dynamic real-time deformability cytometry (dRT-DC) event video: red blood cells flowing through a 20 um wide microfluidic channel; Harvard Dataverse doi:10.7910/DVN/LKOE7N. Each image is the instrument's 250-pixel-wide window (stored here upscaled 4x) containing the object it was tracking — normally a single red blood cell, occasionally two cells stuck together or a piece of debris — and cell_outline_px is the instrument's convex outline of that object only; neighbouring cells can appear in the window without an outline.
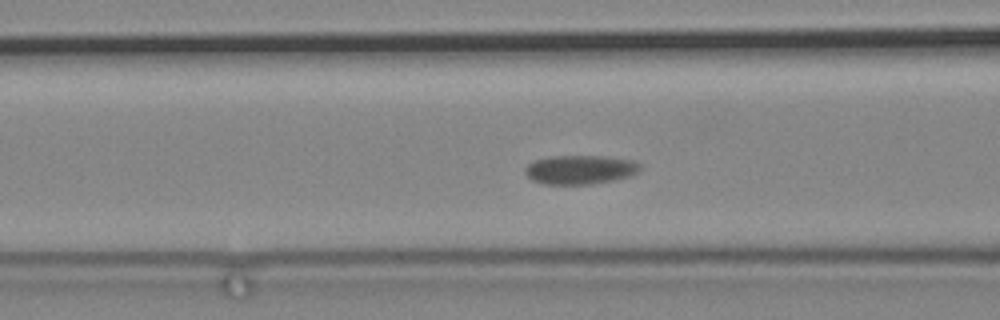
{"species": "common noctule bat (a hibernating species)", "species_latin": "Nyctalus noctula", "temperature_condition": "cold", "stored_images_in_passage": 49, "camera_frame_rate_fps": 3000, "um_per_image_px": 0.085, "animal": {"sex": "male", "body_mass_g": 19.2, "forearm_length_mm": 51.8}, "frame": {"image": 1, "passage_image": 7, "time_ms": 2.0, "image_size_px": [1000, 320], "cell_outline_px": [[640, 168], [632, 176], [616, 180], [592, 184], [544, 184], [532, 180], [524, 172], [524, 168], [528, 164], [536, 160], [552, 156], [604, 156], [632, 160], [640, 164]], "centroid_in_image_um": [49.32, 14.42], "position_along_channel_um": 117.3, "area_um2": 19.48}}
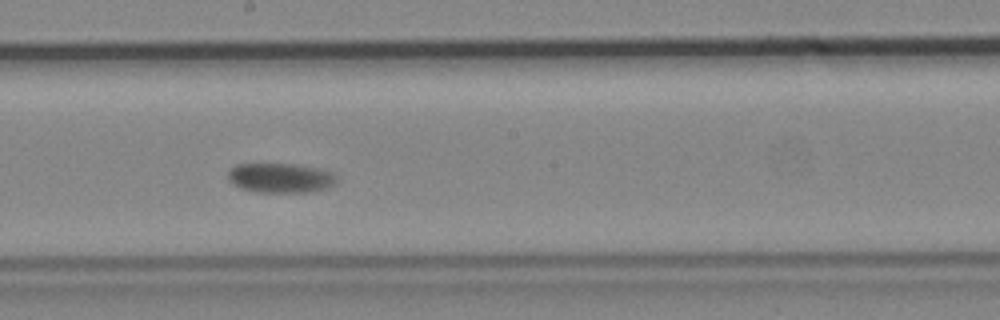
{"frame": {"image": 2, "passage_image": 18, "time_ms": 5.667, "image_size_px": [1000, 320], "cell_outline_px": [[340, 176], [336, 184], [324, 188], [308, 192], [256, 192], [240, 188], [228, 180], [228, 172], [236, 164], [296, 164], [320, 168], [332, 172]], "centroid_in_image_um": [23.89, 15.12], "position_along_channel_um": 224.3, "area_um2": 18.96}}
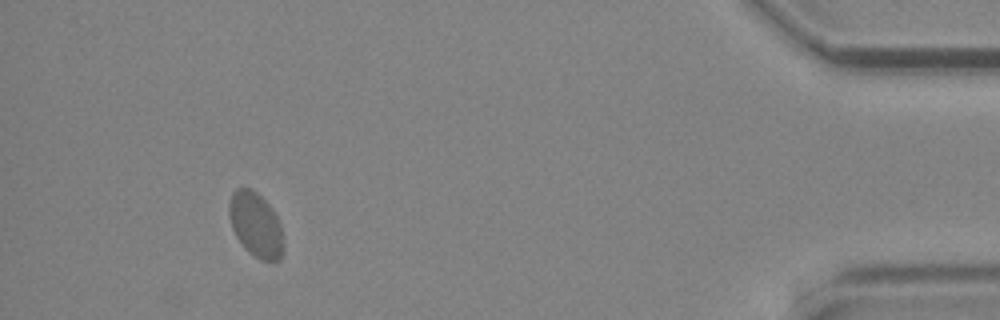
{"frame": {"image": 3, "passage_image": 44, "time_ms": 14.333, "image_size_px": [1000, 320], "cell_outline_px": [[284, 248], [280, 260], [260, 260], [248, 252], [244, 248], [236, 236], [232, 228], [228, 216], [228, 204], [232, 192], [236, 188], [252, 188], [272, 208], [280, 224], [284, 244]], "centroid_in_image_um": [21.72, 19.1], "position_along_channel_um": 413.5, "area_um2": 20.63}}